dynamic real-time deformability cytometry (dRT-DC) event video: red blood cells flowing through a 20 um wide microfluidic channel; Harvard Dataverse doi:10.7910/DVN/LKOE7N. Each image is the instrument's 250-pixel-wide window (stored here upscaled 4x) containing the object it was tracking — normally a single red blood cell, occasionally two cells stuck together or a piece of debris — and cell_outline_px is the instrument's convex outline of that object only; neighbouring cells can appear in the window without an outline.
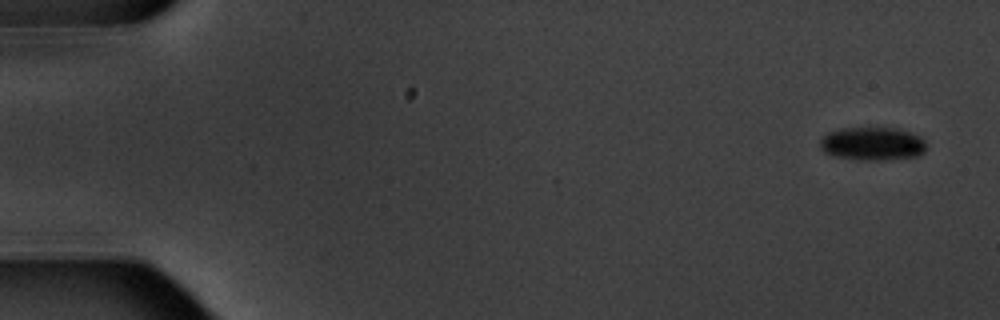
{"species": "common noctule bat (a hibernating species)", "species_latin": "Nyctalus noctula", "temperature_condition": "warm", "stored_images_in_passage": 3, "camera_frame_rate_fps": 3000, "um_per_image_px": 0.085, "animal": {"sex": "male", "body_mass_g": 20.1, "forearm_length_mm": 53.5}, "frame": {"image": 1, "passage_image": 1, "time_ms": 0.0, "image_size_px": [1000, 320], "cell_outline_px": [[924, 152], [916, 156], [880, 160], [864, 160], [832, 156], [824, 152], [820, 148], [820, 140], [828, 132], [840, 128], [900, 128], [920, 136], [924, 140]], "centroid_in_image_um": [74.12, 12.21], "position_along_channel_um": 10.9, "area_um2": 20.58}}